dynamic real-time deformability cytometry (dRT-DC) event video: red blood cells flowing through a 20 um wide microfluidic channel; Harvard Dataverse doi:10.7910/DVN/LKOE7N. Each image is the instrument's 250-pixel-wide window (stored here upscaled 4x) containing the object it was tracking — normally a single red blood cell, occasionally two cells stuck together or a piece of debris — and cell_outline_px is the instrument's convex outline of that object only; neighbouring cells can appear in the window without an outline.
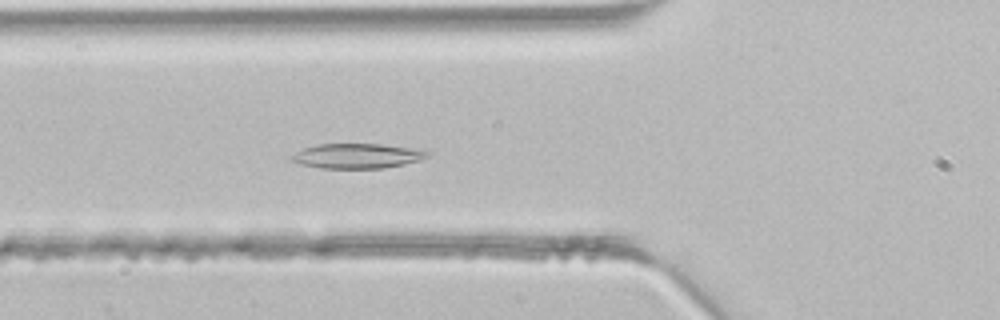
{"species": "common noctule bat (a hibernating species)", "species_latin": "Nyctalus noctula", "temperature_condition": "room temperature", "stored_images_in_passage": 43, "camera_frame_rate_fps": 3000, "um_per_image_px": 0.085, "animal": {"sex": "male", "body_mass_g": 21.5, "forearm_length_mm": 52.0}, "frame": {"image": 1, "passage_image": 15, "time_ms": 4.667, "image_size_px": [1000, 320], "cell_outline_px": [[428, 156], [420, 160], [404, 164], [384, 168], [320, 168], [300, 164], [292, 160], [292, 156], [296, 152], [304, 148], [316, 144], [380, 144], [408, 148], [428, 152]], "centroid_in_image_um": [30.32, 13.26], "position_along_channel_um": 95.5, "area_um2": 19.31}}
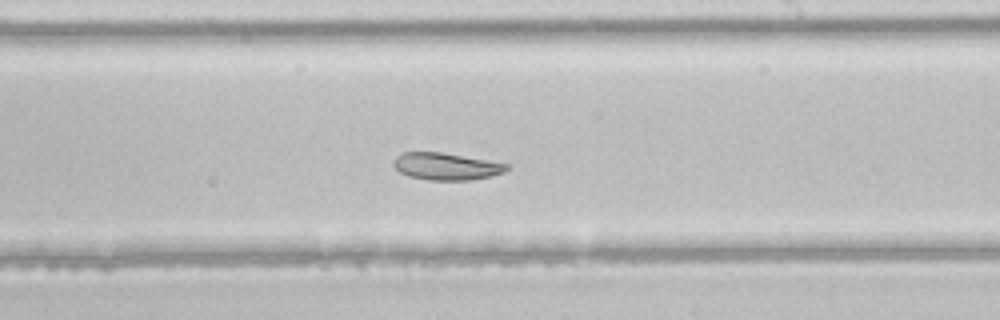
{"frame": {"image": 2, "passage_image": 25, "time_ms": 8.0, "image_size_px": [1000, 320], "cell_outline_px": [[508, 168], [504, 172], [492, 176], [468, 180], [428, 180], [408, 176], [400, 172], [392, 164], [396, 156], [404, 152], [440, 152], [488, 160], [508, 164]], "centroid_in_image_um": [37.91, 14.14], "position_along_channel_um": 251.1, "area_um2": 17.8}}
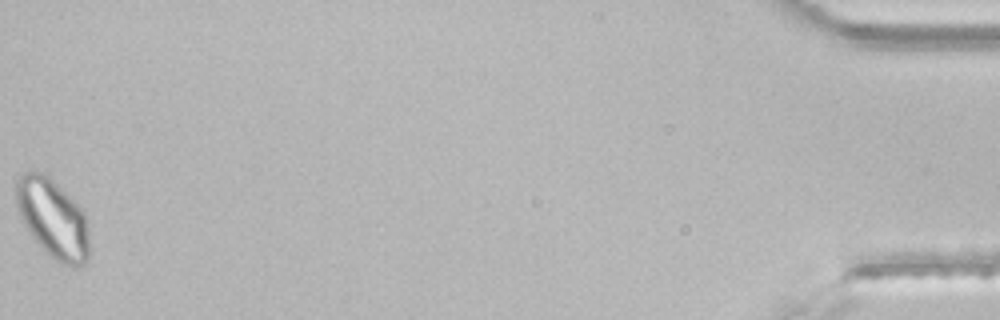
{"frame": {"image": 3, "passage_image": 43, "time_ms": 14.0, "image_size_px": [1000, 320], "cell_outline_px": [[92, 252], [88, 260], [84, 264], [76, 268], [72, 268], [60, 264], [44, 252], [32, 236], [24, 224], [20, 216], [16, 204], [16, 176], [24, 172], [44, 172], [84, 212]], "centroid_in_image_um": [4.51, 18.64], "position_along_channel_um": 430.7, "area_um2": 34.04}}